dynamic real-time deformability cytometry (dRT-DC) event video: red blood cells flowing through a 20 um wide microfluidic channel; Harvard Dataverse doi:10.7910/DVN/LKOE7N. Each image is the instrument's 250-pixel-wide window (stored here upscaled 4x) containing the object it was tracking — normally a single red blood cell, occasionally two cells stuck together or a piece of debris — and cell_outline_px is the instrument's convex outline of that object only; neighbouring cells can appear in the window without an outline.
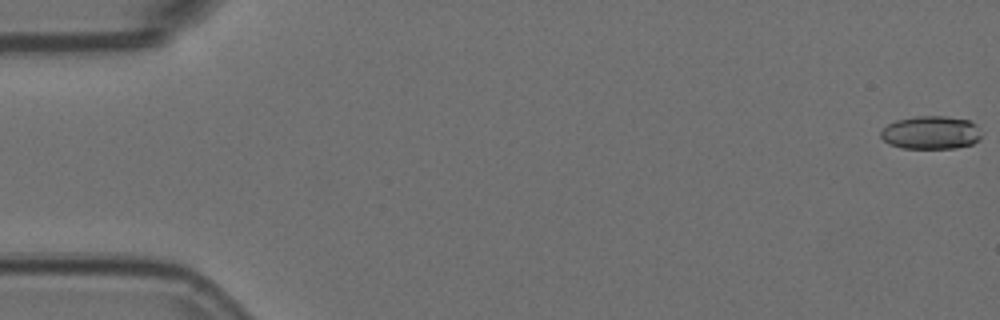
{"species": "Egyptian fruit bat (a non-hibernating species)", "species_latin": "Rousettus aegyptiacus", "temperature_condition": "room temperature", "stored_images_in_passage": 3, "camera_frame_rate_fps": 3000, "um_per_image_px": 0.085, "animal": {"sex": "female"}, "frame": {"image": 1, "passage_image": 1, "time_ms": 0.0, "image_size_px": [1000, 320], "cell_outline_px": [[980, 140], [972, 144], [956, 148], [900, 148], [888, 144], [880, 136], [880, 132], [888, 124], [896, 120], [916, 116], [944, 116], [968, 120], [976, 124], [980, 136]], "centroid_in_image_um": [79.1, 11.28], "position_along_channel_um": 5.9, "area_um2": 19.48}}
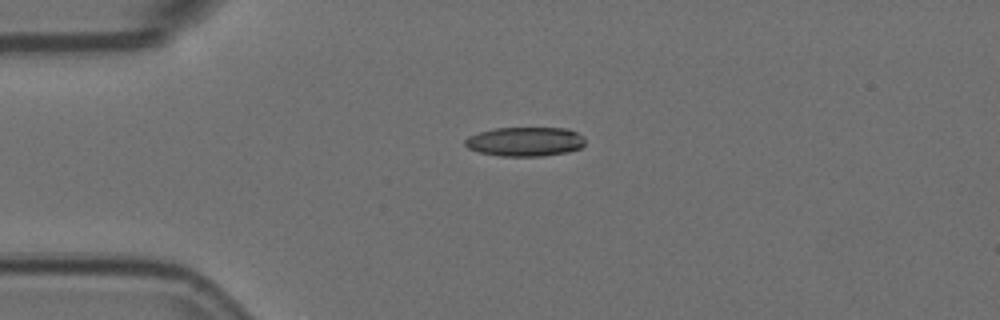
{"frame": {"image": 2, "passage_image": 2, "time_ms": 0.333, "image_size_px": [1000, 320], "cell_outline_px": [[584, 144], [580, 148], [568, 152], [544, 156], [500, 156], [480, 152], [468, 148], [464, 144], [464, 140], [468, 136], [480, 132], [496, 128], [568, 128], [584, 136]], "centroid_in_image_um": [44.64, 12.04], "position_along_channel_um": 40.4, "area_um2": 20.52}}